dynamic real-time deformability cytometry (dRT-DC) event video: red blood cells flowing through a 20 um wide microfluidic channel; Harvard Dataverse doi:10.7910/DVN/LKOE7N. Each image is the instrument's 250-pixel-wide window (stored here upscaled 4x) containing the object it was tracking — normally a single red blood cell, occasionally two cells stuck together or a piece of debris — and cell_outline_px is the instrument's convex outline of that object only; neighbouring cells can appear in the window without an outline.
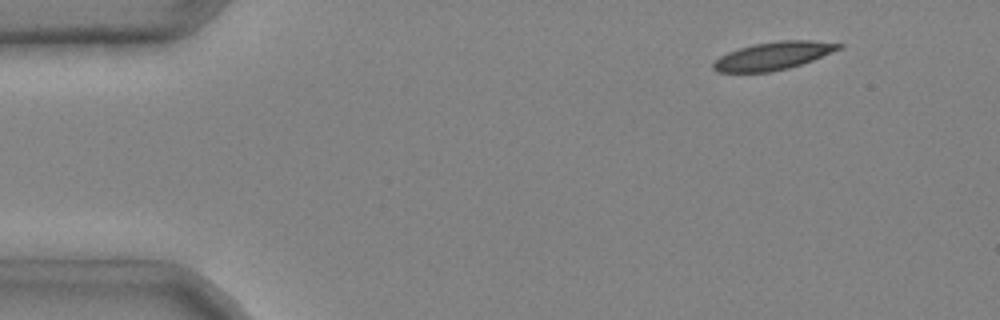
{"species": "common noctule bat (a hibernating species)", "species_latin": "Nyctalus noctula", "temperature_condition": "cold", "stored_images_in_passage": 5, "camera_frame_rate_fps": 3000, "um_per_image_px": 0.085, "animal": {"sex": "male", "body_mass_g": 20.4}, "frame": {"image": 1, "passage_image": 1, "time_ms": 0.0, "image_size_px": [1000, 320], "cell_outline_px": [[844, 48], [812, 60], [788, 68], [768, 72], [716, 72], [712, 68], [712, 64], [720, 56], [728, 52], [740, 48], [756, 44], [780, 40], [812, 40], [844, 44]], "centroid_in_image_um": [65.75, 4.74], "position_along_channel_um": 19.3, "area_um2": 20.29}}